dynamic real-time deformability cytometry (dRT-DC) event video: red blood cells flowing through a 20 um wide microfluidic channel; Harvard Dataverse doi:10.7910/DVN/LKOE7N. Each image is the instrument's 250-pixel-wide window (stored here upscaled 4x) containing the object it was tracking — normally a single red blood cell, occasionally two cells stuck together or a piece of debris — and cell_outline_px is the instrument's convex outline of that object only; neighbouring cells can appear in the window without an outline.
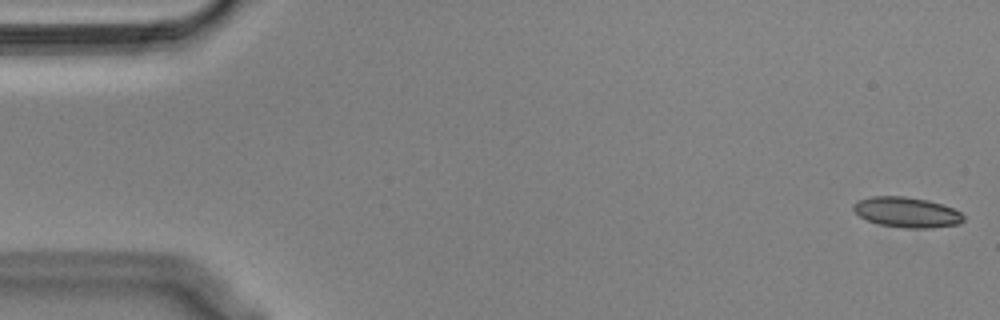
{"species": "Egyptian fruit bat (a non-hibernating species)", "species_latin": "Rousettus aegyptiacus", "temperature_condition": "cold", "stored_images_in_passage": 55, "camera_frame_rate_fps": 3000, "um_per_image_px": 0.085, "animal": {"sex": "male"}, "frame": {"image": 1, "passage_image": 1, "time_ms": 0.0, "image_size_px": [1000, 320], "cell_outline_px": [[964, 220], [960, 224], [932, 228], [904, 228], [880, 224], [868, 220], [860, 216], [852, 208], [852, 204], [856, 200], [872, 196], [904, 196], [928, 200], [952, 208], [960, 212], [964, 216]], "centroid_in_image_um": [77.07, 18.04], "position_along_channel_um": 7.9, "area_um2": 19.48}}
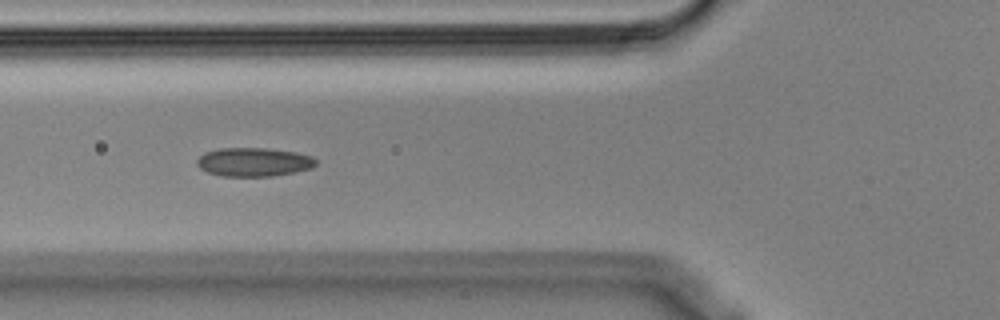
{"frame": {"image": 2, "passage_image": 20, "time_ms": 6.333, "image_size_px": [1000, 320], "cell_outline_px": [[316, 164], [312, 168], [272, 176], [220, 176], [208, 172], [200, 168], [196, 164], [196, 160], [204, 152], [220, 148], [264, 148], [296, 152], [312, 156], [316, 160]], "centroid_in_image_um": [21.54, 13.77], "position_along_channel_um": 104.3, "area_um2": 19.88}}
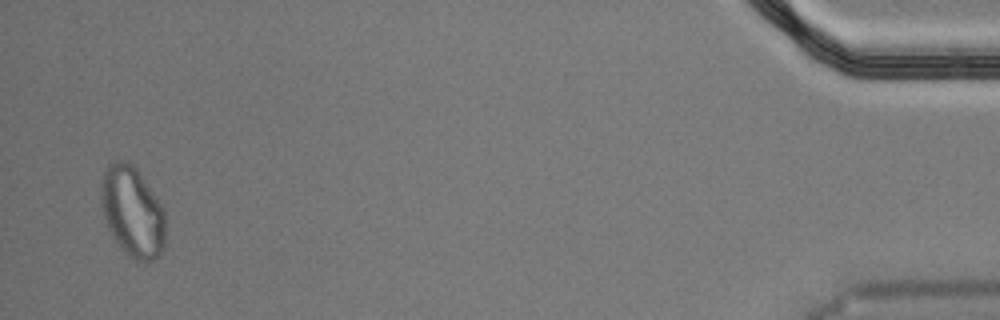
{"frame": {"image": 3, "passage_image": 54, "time_ms": 17.667, "image_size_px": [1000, 320], "cell_outline_px": [[164, 248], [160, 256], [152, 260], [136, 260], [128, 256], [120, 248], [108, 228], [100, 204], [100, 184], [104, 172], [108, 164], [112, 160], [124, 160], [132, 164], [136, 168], [164, 208]], "centroid_in_image_um": [11.23, 17.98], "position_along_channel_um": 424.0, "area_um2": 34.1}, "authors_computed_cell_mechanics": {"area_um2": 19.8832, "velocity_mm_per_s": 3.575, "shape_relaxation_time_tau1_ms": null, "shape_relaxation_time_tau2_ms": 4.9647, "deformation_change_tau1": null, "deformation_change_tau2": 0.0838}}